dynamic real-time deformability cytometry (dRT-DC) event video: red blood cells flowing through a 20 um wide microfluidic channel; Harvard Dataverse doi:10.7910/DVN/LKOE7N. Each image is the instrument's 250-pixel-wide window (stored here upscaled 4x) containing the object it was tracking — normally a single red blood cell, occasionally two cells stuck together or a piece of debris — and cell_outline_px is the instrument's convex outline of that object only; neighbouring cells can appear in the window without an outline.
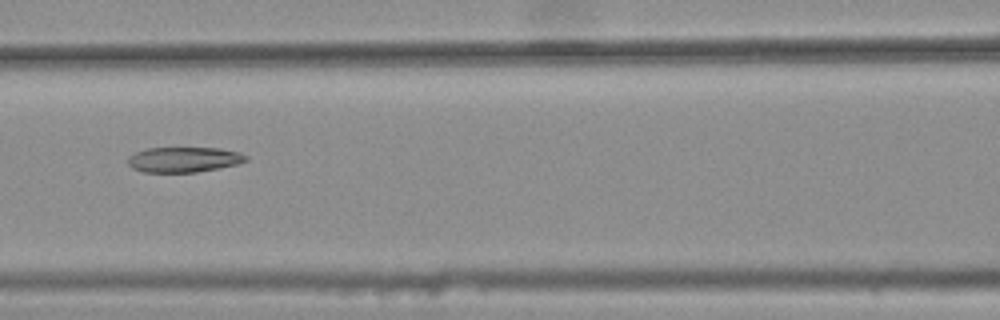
{"species": "common noctule bat (a hibernating species)", "species_latin": "Nyctalus noctula", "temperature_condition": "warm", "stored_images_in_passage": 7, "camera_frame_rate_fps": 3000, "um_per_image_px": 0.085, "animal": {"sex": "female", "body_mass_g": 25.1}, "frame": {"image": 1, "passage_image": 5, "time_ms": 1.333, "image_size_px": [1000, 320], "cell_outline_px": [[248, 160], [236, 164], [196, 172], [144, 172], [132, 168], [128, 164], [128, 156], [136, 152], [148, 148], [220, 148], [240, 152], [248, 156]], "centroid_in_image_um": [15.62, 13.56], "position_along_channel_um": 151.0, "area_um2": 17.28}}
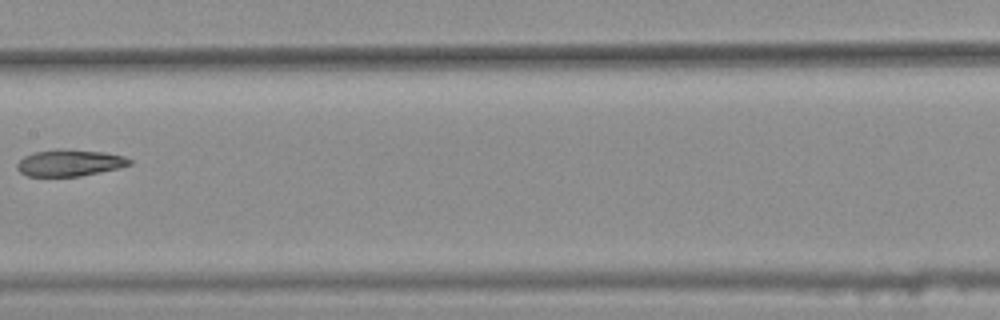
{"frame": {"image": 2, "passage_image": 6, "time_ms": 1.667, "image_size_px": [1000, 320], "cell_outline_px": [[132, 164], [116, 168], [80, 176], [28, 176], [20, 172], [16, 168], [16, 164], [24, 156], [36, 152], [56, 148], [104, 152], [124, 156], [132, 160]], "centroid_in_image_um": [5.89, 13.83], "position_along_channel_um": 201.5, "area_um2": 17.34}}
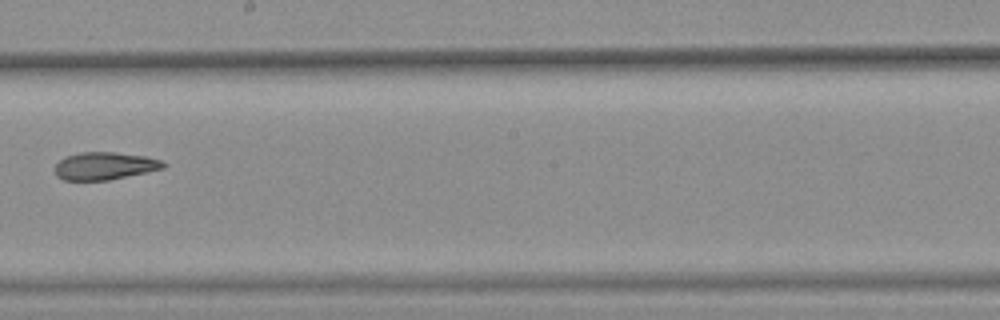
{"frame": {"image": 3, "passage_image": 7, "time_ms": 2.0, "image_size_px": [1000, 320], "cell_outline_px": [[168, 164], [164, 168], [108, 180], [64, 180], [56, 176], [56, 164], [64, 156], [80, 152], [116, 152], [144, 156], [160, 160]], "centroid_in_image_um": [8.88, 14.09], "position_along_channel_um": 239.3, "area_um2": 17.34}}